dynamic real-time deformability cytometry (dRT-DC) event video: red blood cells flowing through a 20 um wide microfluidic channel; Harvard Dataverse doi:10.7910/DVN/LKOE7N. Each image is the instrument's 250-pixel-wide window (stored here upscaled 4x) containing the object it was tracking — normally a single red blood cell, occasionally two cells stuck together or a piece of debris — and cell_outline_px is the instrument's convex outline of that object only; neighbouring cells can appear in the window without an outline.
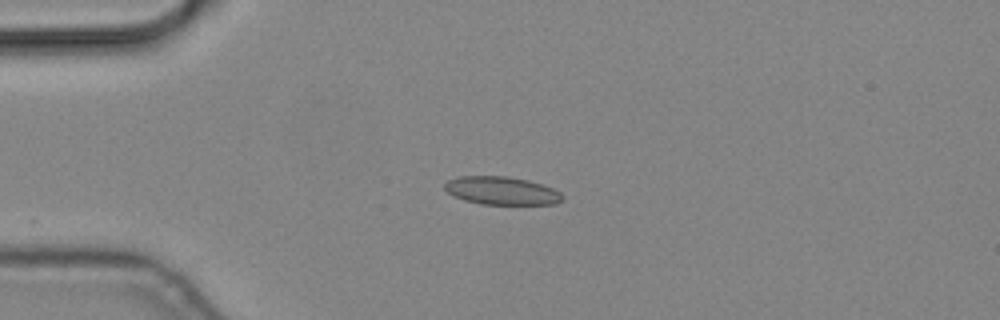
{"species": "common noctule bat (a hibernating species)", "species_latin": "Nyctalus noctula", "temperature_condition": "cold", "stored_images_in_passage": 2, "camera_frame_rate_fps": 3000, "um_per_image_px": 0.085, "animal": {"sex": "male", "body_mass_g": 19.2, "forearm_length_mm": 51.8}, "frame": {"image": 1, "passage_image": 1, "time_ms": 0.0, "image_size_px": [1000, 320], "cell_outline_px": [[564, 200], [556, 204], [480, 204], [464, 200], [452, 196], [444, 188], [444, 184], [448, 180], [460, 176], [508, 176], [528, 180], [552, 188], [560, 192], [564, 196]], "centroid_in_image_um": [42.64, 16.21], "position_along_channel_um": 42.4, "area_um2": 19.36}}